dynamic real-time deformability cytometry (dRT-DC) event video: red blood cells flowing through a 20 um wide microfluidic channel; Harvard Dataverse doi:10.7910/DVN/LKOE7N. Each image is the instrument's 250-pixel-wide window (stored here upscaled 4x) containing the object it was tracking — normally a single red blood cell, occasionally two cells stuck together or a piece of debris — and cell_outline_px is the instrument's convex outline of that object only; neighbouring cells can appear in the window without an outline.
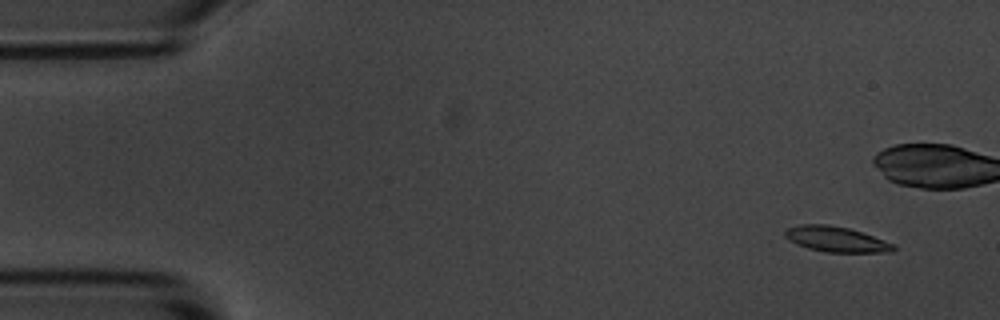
{"species": "common noctule bat (a hibernating species)", "species_latin": "Nyctalus noctula", "temperature_condition": "room temperature", "stored_images_in_passage": 5, "camera_frame_rate_fps": 3000, "um_per_image_px": 0.085, "animal": {"sex": "male", "body_mass_g": 20.1, "forearm_length_mm": 53.5}, "frame": {"image": 1, "passage_image": 1, "time_ms": 0.0, "image_size_px": [1000, 320], "cell_outline_px": [[896, 248], [892, 252], [824, 252], [808, 248], [796, 244], [788, 240], [784, 236], [784, 232], [788, 228], [800, 224], [828, 224], [848, 228], [896, 244]], "centroid_in_image_um": [71.06, 20.34], "position_along_channel_um": 13.9, "area_um2": 16.07}}